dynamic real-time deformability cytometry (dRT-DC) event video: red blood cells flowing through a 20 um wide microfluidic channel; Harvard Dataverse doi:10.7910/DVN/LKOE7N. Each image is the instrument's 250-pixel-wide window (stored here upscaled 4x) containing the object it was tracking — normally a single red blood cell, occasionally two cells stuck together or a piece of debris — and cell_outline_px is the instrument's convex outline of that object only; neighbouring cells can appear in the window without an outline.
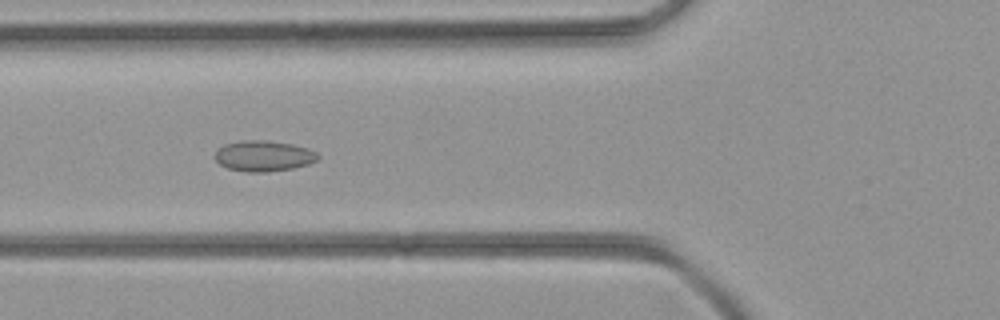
{"species": "common noctule bat (a hibernating species)", "species_latin": "Nyctalus noctula", "temperature_condition": "room temperature", "stored_images_in_passage": 39, "camera_frame_rate_fps": 3000, "um_per_image_px": 0.085, "animal": {"sex": "female", "body_mass_g": 21.9}, "frame": {"image": 1, "passage_image": 11, "time_ms": 3.333, "image_size_px": [1000, 320], "cell_outline_px": [[320, 156], [316, 160], [308, 164], [292, 168], [268, 172], [248, 172], [228, 168], [220, 164], [212, 156], [216, 148], [224, 144], [244, 140], [268, 140], [292, 144], [308, 148], [316, 152]], "centroid_in_image_um": [22.37, 13.24], "position_along_channel_um": 103.4, "area_um2": 18.61}}
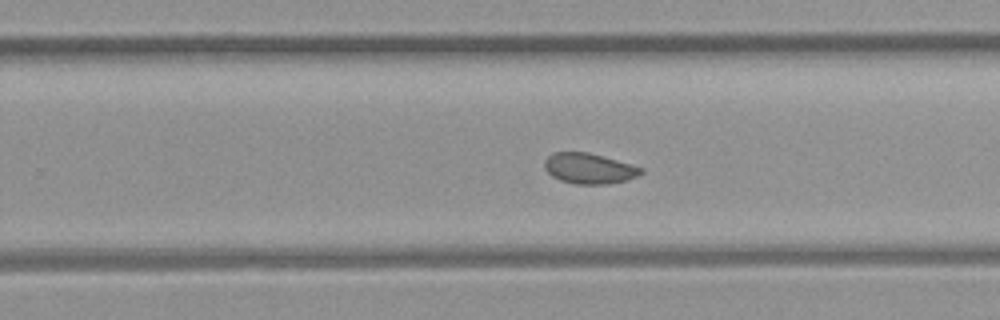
{"frame": {"image": 2, "passage_image": 22, "time_ms": 7.0, "image_size_px": [1000, 320], "cell_outline_px": [[644, 172], [628, 180], [608, 184], [576, 184], [560, 180], [552, 176], [544, 168], [544, 160], [552, 152], [588, 152], [632, 164], [644, 168]], "centroid_in_image_um": [50.08, 14.32], "position_along_channel_um": 279.7, "area_um2": 17.28}}
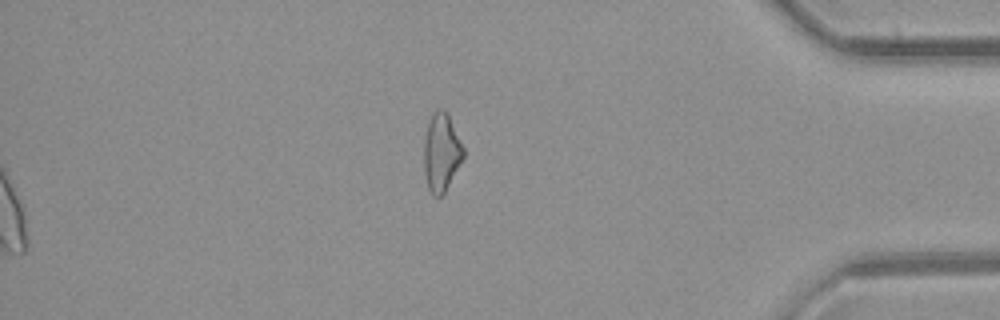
{"frame": {"image": 3, "passage_image": 39, "time_ms": 12.667, "image_size_px": [1000, 320], "cell_outline_px": [[464, 156], [444, 192], [440, 196], [432, 196], [428, 188], [424, 172], [424, 140], [428, 120], [432, 112], [436, 108], [444, 108], [464, 148]], "centroid_in_image_um": [37.49, 12.92], "position_along_channel_um": 397.7, "area_um2": 17.8}}